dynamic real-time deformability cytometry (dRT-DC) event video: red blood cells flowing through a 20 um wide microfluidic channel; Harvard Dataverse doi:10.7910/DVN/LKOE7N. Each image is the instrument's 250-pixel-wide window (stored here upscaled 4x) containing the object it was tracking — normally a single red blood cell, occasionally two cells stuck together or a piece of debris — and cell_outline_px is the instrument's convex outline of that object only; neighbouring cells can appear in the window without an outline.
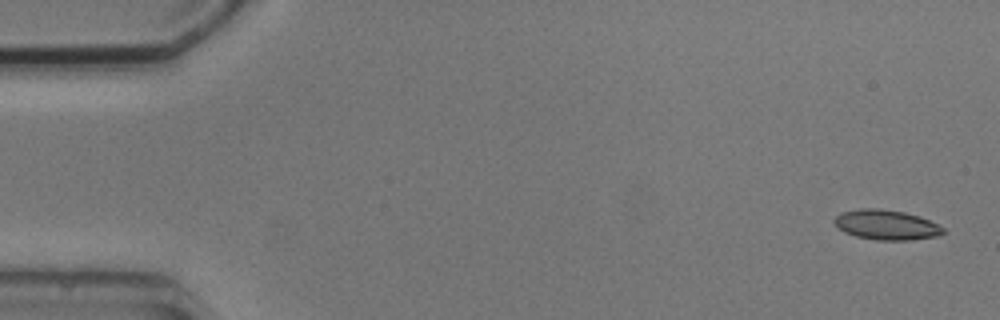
{"species": "common noctule bat (a hibernating species)", "species_latin": "Nyctalus noctula", "temperature_condition": "cold", "stored_images_in_passage": 6, "camera_frame_rate_fps": 3000, "um_per_image_px": 0.085, "animal": {"sex": "male", "body_mass_g": 20.5, "forearm_length_mm": 52.5}, "frame": {"image": 1, "passage_image": 1, "time_ms": 0.0, "image_size_px": [1000, 320], "cell_outline_px": [[944, 232], [936, 236], [912, 240], [876, 240], [856, 236], [844, 232], [832, 220], [840, 212], [860, 208], [880, 208], [904, 212], [920, 216], [944, 228]], "centroid_in_image_um": [75.31, 19.1], "position_along_channel_um": 9.7, "area_um2": 18.96}}